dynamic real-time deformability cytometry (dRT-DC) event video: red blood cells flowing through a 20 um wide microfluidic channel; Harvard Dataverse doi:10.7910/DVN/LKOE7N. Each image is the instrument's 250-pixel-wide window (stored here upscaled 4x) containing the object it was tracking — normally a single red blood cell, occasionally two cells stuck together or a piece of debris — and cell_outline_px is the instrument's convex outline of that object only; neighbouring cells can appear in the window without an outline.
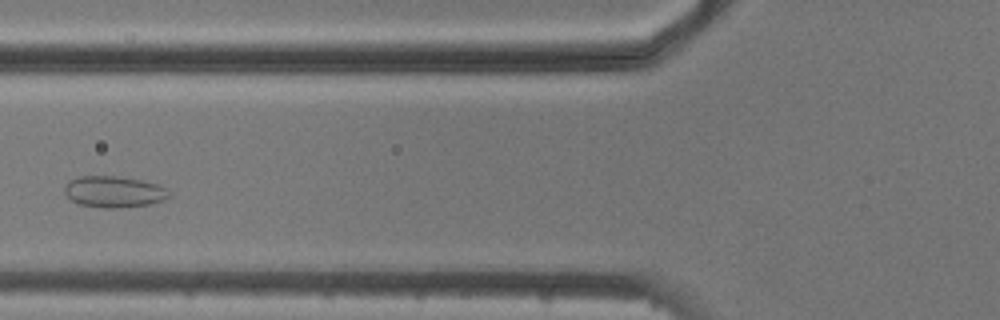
{"species": "common noctule bat (a hibernating species)", "species_latin": "Nyctalus noctula", "temperature_condition": "cold", "stored_images_in_passage": 4, "camera_frame_rate_fps": 3000, "um_per_image_px": 0.085, "animal": {"sex": "male", "body_mass_g": 20.5, "forearm_length_mm": 52.5}, "frame": {"image": 1, "passage_image": 4, "time_ms": 4.333, "image_size_px": [1000, 320], "cell_outline_px": [[168, 196], [164, 200], [148, 204], [116, 208], [104, 208], [80, 204], [72, 200], [64, 192], [64, 188], [68, 180], [80, 176], [116, 176], [140, 180], [156, 184], [164, 188]], "centroid_in_image_um": [9.62, 16.29], "position_along_channel_um": 116.2, "area_um2": 18.73}}